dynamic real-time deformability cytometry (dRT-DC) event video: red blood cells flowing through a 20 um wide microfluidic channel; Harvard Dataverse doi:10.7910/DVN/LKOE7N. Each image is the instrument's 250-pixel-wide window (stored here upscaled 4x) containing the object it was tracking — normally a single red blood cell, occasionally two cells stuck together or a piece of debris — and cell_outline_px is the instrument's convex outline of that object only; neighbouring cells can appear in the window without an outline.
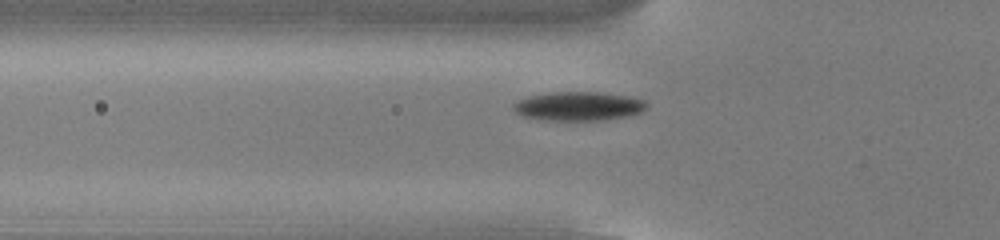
{"species": "common noctule bat (a hibernating species)", "species_latin": "Nyctalus noctula", "temperature_condition": "cold", "stored_images_in_passage": 47, "camera_frame_rate_fps": 3000, "um_per_image_px": 0.085, "animal": {"sex": "male", "body_mass_g": 13.0, "forearm_length_mm": 53.1}, "frame": {"image": 1, "passage_image": 14, "time_ms": 4.333, "image_size_px": [1000, 240], "cell_outline_px": [[648, 108], [640, 112], [624, 116], [600, 120], [544, 120], [524, 116], [516, 112], [512, 108], [512, 104], [516, 100], [528, 96], [552, 92], [596, 92], [628, 96], [644, 100], [648, 104]], "centroid_in_image_um": [49.14, 9.02], "position_along_channel_um": 76.7, "area_um2": 22.37}}
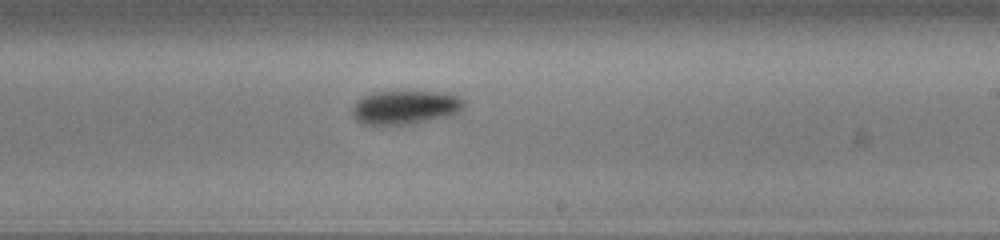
{"frame": {"image": 2, "passage_image": 28, "time_ms": 9.0, "image_size_px": [1000, 240], "cell_outline_px": [[464, 108], [460, 112], [448, 116], [416, 124], [396, 128], [380, 128], [364, 124], [356, 120], [352, 116], [352, 108], [356, 100], [372, 92], [448, 92], [460, 96], [464, 100]], "centroid_in_image_um": [34.42, 9.19], "position_along_channel_um": 254.6, "area_um2": 23.24}}
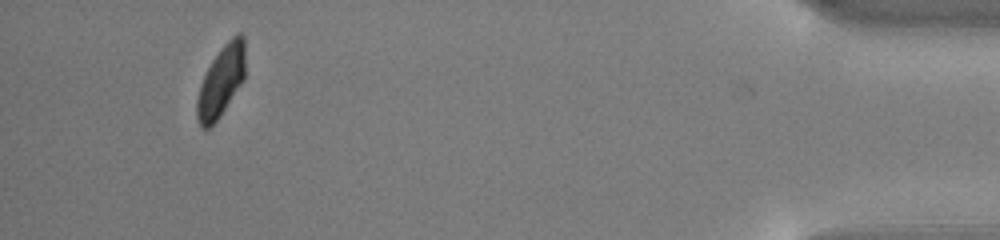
{"frame": {"image": 3, "passage_image": 46, "time_ms": 15.0, "image_size_px": [1000, 240], "cell_outline_px": [[244, 80], [220, 116], [208, 128], [200, 128], [196, 116], [196, 100], [200, 84], [212, 60], [220, 48], [232, 36], [240, 32], [244, 36]], "centroid_in_image_um": [18.78, 6.91], "position_along_channel_um": 416.4, "area_um2": 19.88}}